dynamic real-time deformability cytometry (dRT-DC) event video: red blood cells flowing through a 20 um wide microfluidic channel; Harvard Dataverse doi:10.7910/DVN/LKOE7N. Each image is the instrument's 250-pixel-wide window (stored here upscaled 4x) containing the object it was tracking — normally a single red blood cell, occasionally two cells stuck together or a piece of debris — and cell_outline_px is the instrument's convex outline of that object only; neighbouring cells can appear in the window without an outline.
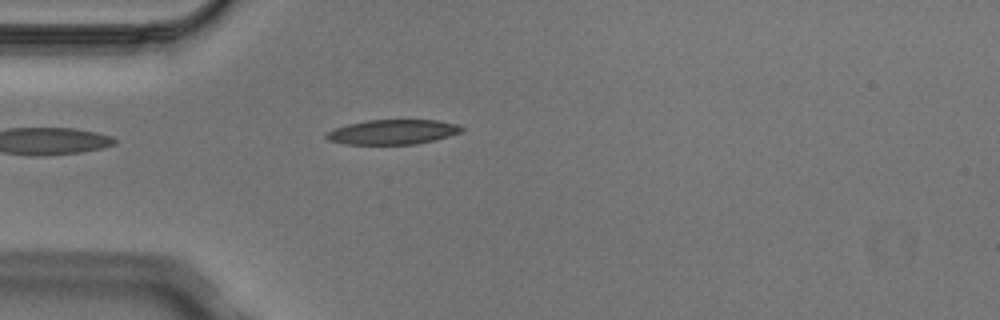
{"species": "Egyptian fruit bat (a non-hibernating species)", "species_latin": "Rousettus aegyptiacus", "temperature_condition": "cold", "stored_images_in_passage": 3, "camera_frame_rate_fps": 3000, "um_per_image_px": 0.085, "animal": {"sex": "male"}, "frame": {"image": 1, "passage_image": 3, "time_ms": 0.667, "image_size_px": [1000, 320], "cell_outline_px": [[464, 132], [416, 144], [344, 144], [328, 140], [324, 136], [324, 132], [348, 124], [368, 120], [436, 120], [456, 124], [464, 128]], "centroid_in_image_um": [33.35, 11.22], "position_along_channel_um": 51.6, "area_um2": 19.48}}